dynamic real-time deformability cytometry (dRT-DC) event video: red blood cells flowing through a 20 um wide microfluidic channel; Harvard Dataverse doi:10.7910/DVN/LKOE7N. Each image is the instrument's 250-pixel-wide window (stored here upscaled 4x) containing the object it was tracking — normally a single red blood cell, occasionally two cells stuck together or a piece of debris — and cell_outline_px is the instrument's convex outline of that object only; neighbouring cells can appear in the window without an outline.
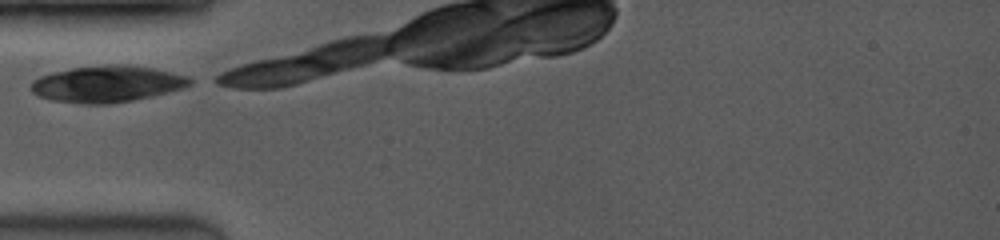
{"species": "common noctule bat (a hibernating species)", "species_latin": "Nyctalus noctula", "temperature_condition": "room temperature", "stored_images_in_passage": 18, "camera_frame_rate_fps": 3500, "um_per_image_px": 0.085, "animal": {"sex": "female", "body_mass_g": 19.0, "forearm_length_mm": 53.3}, "frame": {"image": 1, "passage_image": 1, "time_ms": 0.0, "image_size_px": [1000, 240], "cell_outline_px": [[196, 80], [192, 84], [184, 88], [152, 96], [132, 100], [108, 104], [84, 104], [52, 100], [40, 96], [32, 92], [32, 80], [40, 76], [52, 72], [72, 68], [108, 64], [124, 64], [152, 68], [172, 72], [188, 76]], "centroid_in_image_um": [9.15, 7.13], "position_along_channel_um": 75.9, "area_um2": 33.87}}